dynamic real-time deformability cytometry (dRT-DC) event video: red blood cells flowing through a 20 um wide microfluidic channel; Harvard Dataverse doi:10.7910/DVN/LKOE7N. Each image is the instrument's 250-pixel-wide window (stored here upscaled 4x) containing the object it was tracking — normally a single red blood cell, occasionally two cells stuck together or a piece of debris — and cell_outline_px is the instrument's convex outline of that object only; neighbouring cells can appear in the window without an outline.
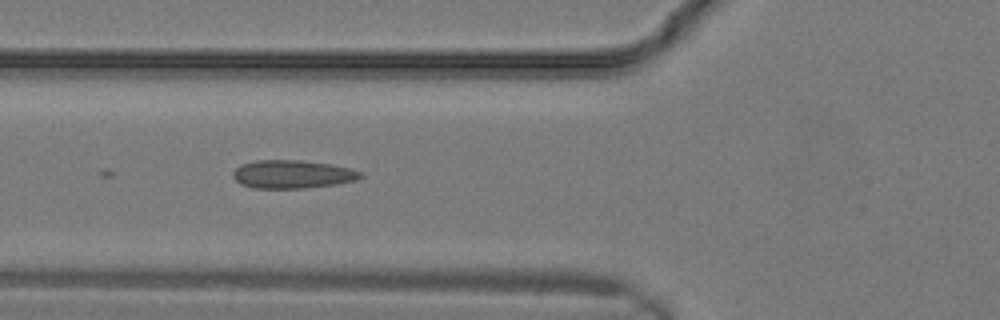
{"species": "common noctule bat (a hibernating species)", "species_latin": "Nyctalus noctula", "temperature_condition": "warm", "stored_images_in_passage": 10, "camera_frame_rate_fps": 3000, "um_per_image_px": 0.085, "animal": {"sex": "male", "body_mass_g": 19.2, "forearm_length_mm": 51.8}, "frame": {"image": 1, "passage_image": 7, "time_ms": 2.0, "image_size_px": [1000, 320], "cell_outline_px": [[364, 176], [356, 180], [336, 184], [304, 188], [252, 188], [240, 184], [232, 176], [232, 172], [240, 164], [256, 160], [300, 160], [328, 164], [348, 168], [364, 172]], "centroid_in_image_um": [24.83, 14.81], "position_along_channel_um": 101.0, "area_um2": 21.04}}
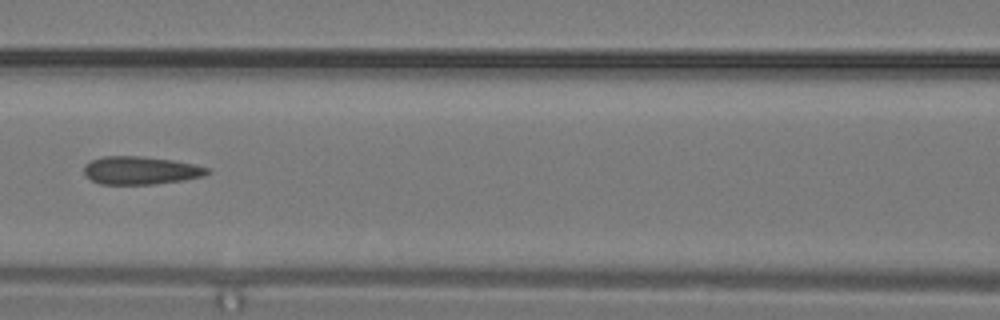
{"frame": {"image": 2, "passage_image": 9, "time_ms": 2.667, "image_size_px": [1000, 320], "cell_outline_px": [[212, 172], [204, 176], [184, 180], [156, 184], [100, 184], [92, 180], [84, 172], [84, 164], [92, 160], [104, 156], [140, 156], [172, 160], [196, 164], [208, 168]], "centroid_in_image_um": [11.99, 14.48], "position_along_channel_um": 154.6, "area_um2": 20.17}}